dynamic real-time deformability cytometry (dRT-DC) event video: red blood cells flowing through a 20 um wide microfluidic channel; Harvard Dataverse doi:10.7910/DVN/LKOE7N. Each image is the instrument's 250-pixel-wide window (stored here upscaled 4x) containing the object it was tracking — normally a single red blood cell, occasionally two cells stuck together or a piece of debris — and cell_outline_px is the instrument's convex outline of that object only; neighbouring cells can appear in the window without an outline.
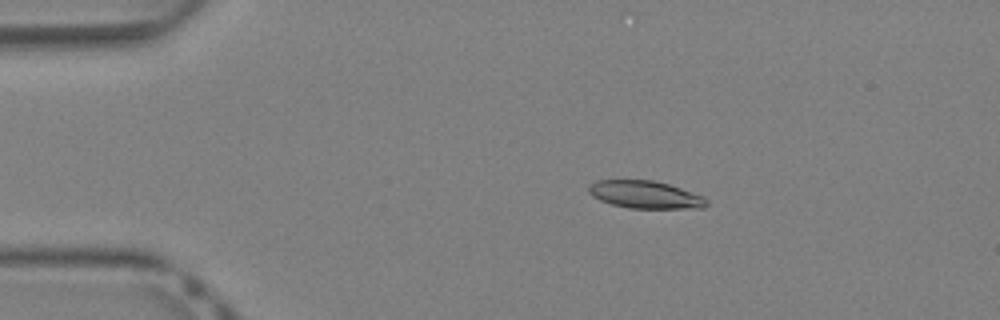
{"species": "Egyptian fruit bat (a non-hibernating species)", "species_latin": "Rousettus aegyptiacus", "temperature_condition": "warm", "stored_images_in_passage": 41, "camera_frame_rate_fps": 3000, "um_per_image_px": 0.085, "animal": {"sex": "female"}, "frame": {"image": 1, "passage_image": 8, "time_ms": 2.333, "image_size_px": [1000, 320], "cell_outline_px": [[708, 204], [704, 208], [628, 208], [612, 204], [600, 200], [592, 196], [588, 192], [588, 184], [596, 180], [652, 180], [668, 184], [704, 196], [708, 200]], "centroid_in_image_um": [54.83, 16.54], "position_along_channel_um": 30.2, "area_um2": 19.02}}
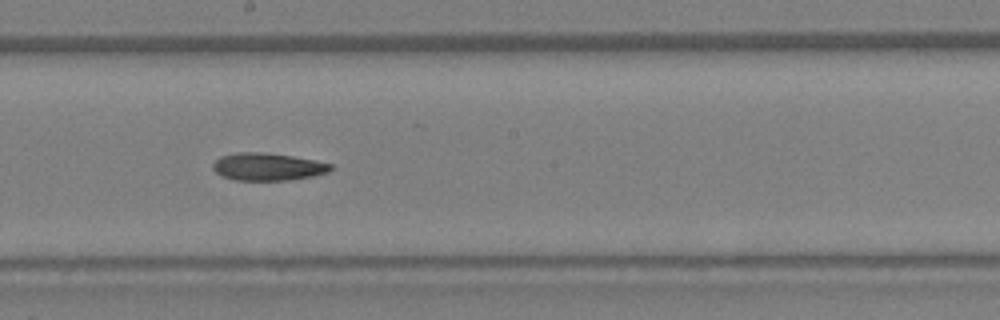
{"frame": {"image": 2, "passage_image": 23, "time_ms": 7.333, "image_size_px": [1000, 320], "cell_outline_px": [[332, 168], [328, 172], [312, 176], [288, 180], [236, 180], [224, 176], [216, 172], [212, 168], [212, 164], [220, 156], [236, 152], [260, 152], [292, 156], [332, 164]], "centroid_in_image_um": [22.73, 14.17], "position_along_channel_um": 225.5, "area_um2": 18.67}}
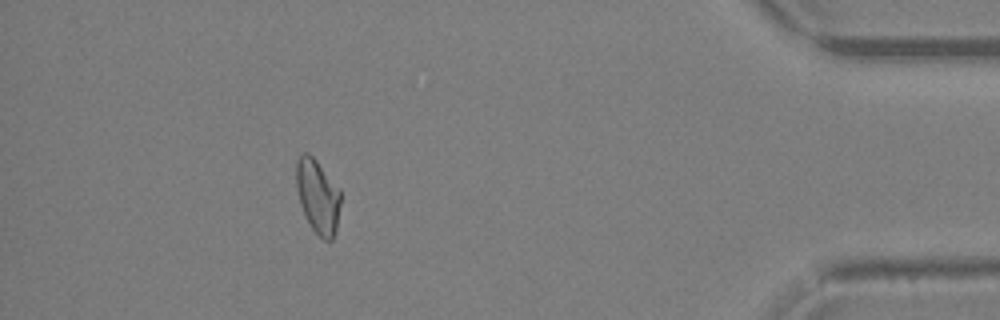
{"frame": {"image": 3, "passage_image": 37, "time_ms": 12.0, "image_size_px": [1000, 320], "cell_outline_px": [[340, 204], [336, 228], [332, 240], [324, 240], [312, 228], [300, 204], [296, 188], [296, 160], [304, 152], [308, 152], [316, 160], [340, 188]], "centroid_in_image_um": [27.0, 16.65], "position_along_channel_um": 408.2, "area_um2": 18.96}}